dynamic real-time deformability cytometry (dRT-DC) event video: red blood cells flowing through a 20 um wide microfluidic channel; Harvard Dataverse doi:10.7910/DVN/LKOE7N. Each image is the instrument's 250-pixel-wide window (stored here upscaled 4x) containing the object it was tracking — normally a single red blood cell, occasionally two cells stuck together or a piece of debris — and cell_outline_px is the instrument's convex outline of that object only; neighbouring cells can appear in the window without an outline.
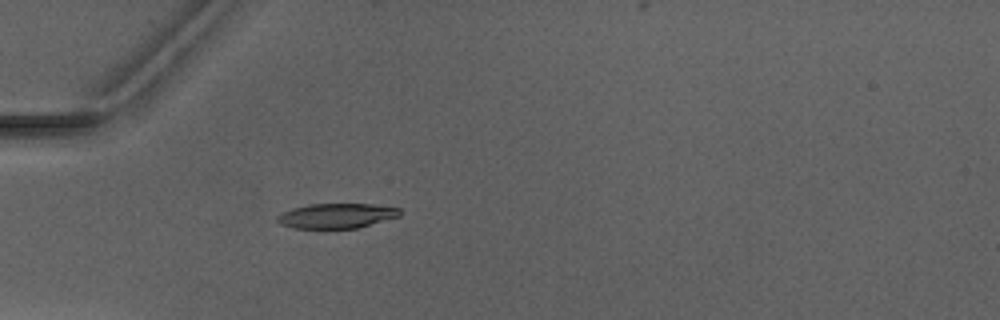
{"species": "Egyptian fruit bat (a non-hibernating species)", "species_latin": "Rousettus aegyptiacus", "temperature_condition": "warm", "stored_images_in_passage": 1, "camera_frame_rate_fps": 3000, "um_per_image_px": 0.085, "animal": {"sex": "male"}, "frame": {"image": 1, "passage_image": 1, "time_ms": 0.0, "image_size_px": [1000, 320], "cell_outline_px": [[400, 216], [356, 228], [292, 228], [280, 224], [276, 220], [276, 216], [292, 208], [308, 204], [372, 204], [400, 208]], "centroid_in_image_um": [28.58, 18.34], "position_along_channel_um": 56.4, "area_um2": 17.69}}